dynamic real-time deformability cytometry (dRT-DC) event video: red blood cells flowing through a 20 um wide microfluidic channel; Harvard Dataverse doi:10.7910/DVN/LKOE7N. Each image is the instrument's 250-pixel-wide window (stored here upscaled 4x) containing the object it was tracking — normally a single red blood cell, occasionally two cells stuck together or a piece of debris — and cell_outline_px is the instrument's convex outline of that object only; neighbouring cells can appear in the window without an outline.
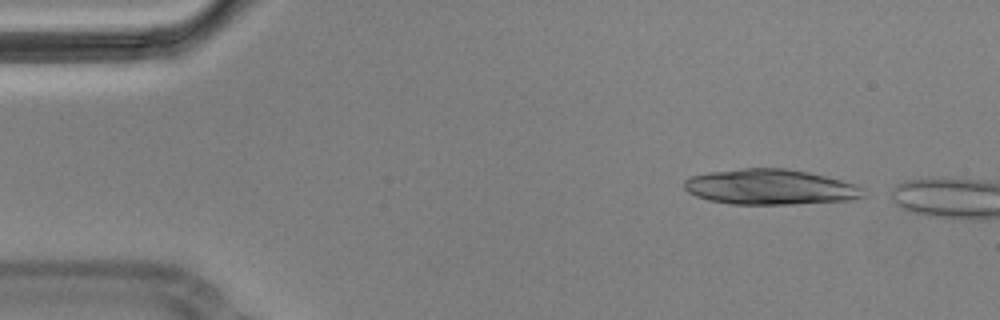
{"species": "Egyptian fruit bat (a non-hibernating species)", "species_latin": "Rousettus aegyptiacus", "temperature_condition": "cold", "stored_images_in_passage": 2, "camera_frame_rate_fps": 3000, "um_per_image_px": 0.085, "animal": {"sex": "male"}, "frame": {"image": 1, "passage_image": 1, "time_ms": 0.0, "image_size_px": [1000, 320], "cell_outline_px": [[868, 196], [852, 200], [796, 204], [732, 204], [708, 200], [696, 196], [688, 192], [684, 188], [684, 180], [692, 176], [708, 172], [744, 168], [784, 168], [808, 172], [856, 184], [864, 188]], "centroid_in_image_um": [65.51, 15.9], "position_along_channel_um": 19.5, "area_um2": 37.17}}